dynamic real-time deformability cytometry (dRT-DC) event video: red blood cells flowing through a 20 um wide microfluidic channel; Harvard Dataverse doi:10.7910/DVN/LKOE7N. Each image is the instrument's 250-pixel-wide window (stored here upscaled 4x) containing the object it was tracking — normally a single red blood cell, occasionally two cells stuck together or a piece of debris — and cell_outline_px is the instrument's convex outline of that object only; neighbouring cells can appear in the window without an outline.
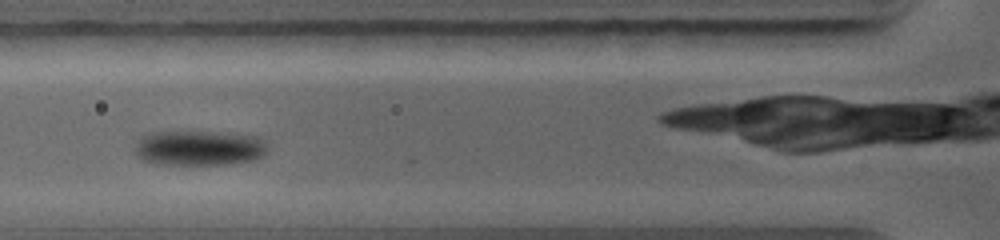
{"species": "common noctule bat (a hibernating species)", "species_latin": "Nyctalus noctula", "temperature_condition": "warm", "stored_images_in_passage": 14, "camera_frame_rate_fps": 5000, "um_per_image_px": 0.085, "animal": {"sex": "female", "body_mass_g": 19.0, "forearm_length_mm": 56.7}, "frame": {"image": 1, "passage_image": 3, "time_ms": 1.8, "image_size_px": [1000, 240], "cell_outline_px": [[268, 152], [264, 156], [256, 160], [228, 164], [152, 164], [140, 160], [136, 156], [136, 136], [148, 132], [176, 128], [236, 132], [264, 136]], "centroid_in_image_um": [16.92, 12.5], "position_along_channel_um": 108.9, "area_um2": 29.48}}
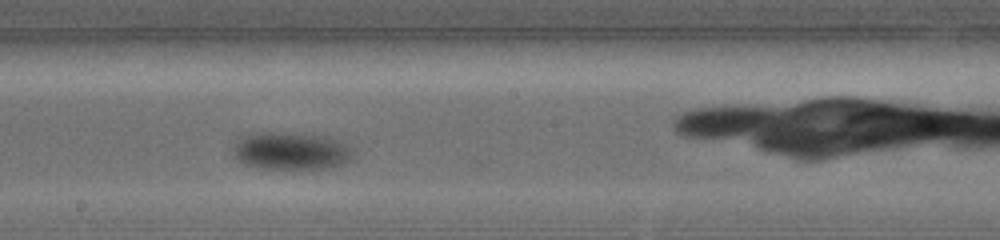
{"frame": {"image": 2, "passage_image": 7, "time_ms": 4.4, "image_size_px": [1000, 240], "cell_outline_px": [[356, 160], [332, 168], [264, 168], [244, 164], [236, 160], [232, 156], [232, 148], [236, 136], [252, 132], [292, 132], [336, 136], [344, 140], [356, 152]], "centroid_in_image_um": [24.8, 12.79], "position_along_channel_um": 223.4, "area_um2": 27.92}}
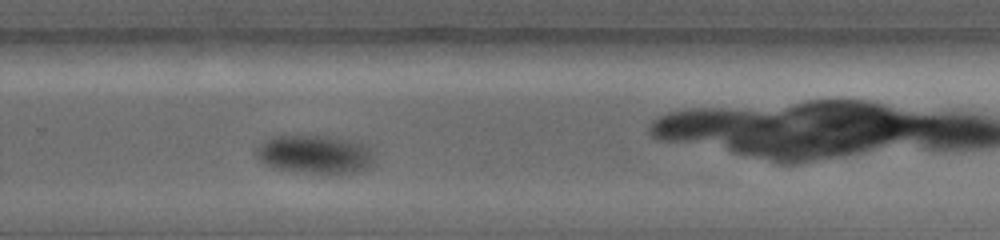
{"frame": {"image": 3, "passage_image": 10, "time_ms": 6.2, "image_size_px": [1000, 240], "cell_outline_px": [[376, 164], [368, 168], [356, 172], [304, 172], [276, 168], [264, 164], [256, 156], [256, 148], [264, 140], [276, 136], [332, 136], [368, 144], [376, 152]], "centroid_in_image_um": [26.87, 13.1], "position_along_channel_um": 302.9, "area_um2": 26.7}}